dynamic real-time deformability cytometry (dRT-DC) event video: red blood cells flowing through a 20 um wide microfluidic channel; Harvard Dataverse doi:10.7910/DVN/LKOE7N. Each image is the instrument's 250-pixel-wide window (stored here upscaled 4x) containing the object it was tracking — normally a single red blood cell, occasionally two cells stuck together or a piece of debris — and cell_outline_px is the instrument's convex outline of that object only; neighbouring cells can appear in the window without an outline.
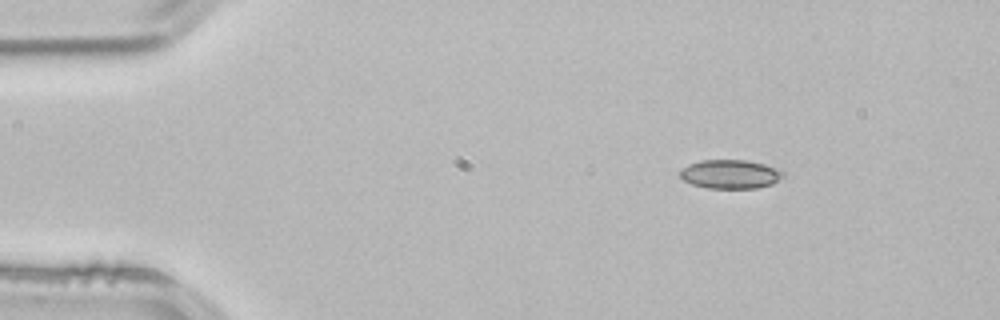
{"species": "common noctule bat (a hibernating species)", "species_latin": "Nyctalus noctula", "temperature_condition": "room temperature", "stored_images_in_passage": 3, "camera_frame_rate_fps": 3000, "um_per_image_px": 0.085, "animal": {"sex": "male", "body_mass_g": 21.5, "forearm_length_mm": 52.0}, "frame": {"image": 1, "passage_image": 1, "time_ms": 0.0, "image_size_px": [1000, 320], "cell_outline_px": [[784, 176], [772, 184], [756, 188], [708, 188], [692, 184], [684, 180], [680, 176], [680, 168], [688, 164], [700, 160], [748, 160], [780, 168], [784, 172]], "centroid_in_image_um": [62.08, 14.79], "position_along_channel_um": 22.9, "area_um2": 17.51}}